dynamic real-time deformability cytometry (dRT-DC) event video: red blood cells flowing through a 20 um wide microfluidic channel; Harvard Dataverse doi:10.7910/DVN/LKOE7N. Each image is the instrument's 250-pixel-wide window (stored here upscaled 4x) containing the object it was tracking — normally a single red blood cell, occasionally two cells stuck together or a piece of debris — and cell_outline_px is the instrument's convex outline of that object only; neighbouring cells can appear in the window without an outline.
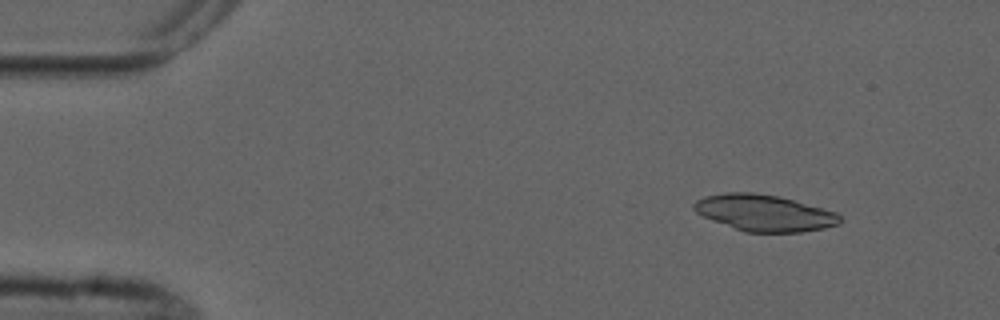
{"species": "common noctule bat (a hibernating species)", "species_latin": "Nyctalus noctula", "temperature_condition": "cold", "stored_images_in_passage": 5, "camera_frame_rate_fps": 3000, "um_per_image_px": 0.085, "animal": {"sex": "male", "forearm_length_mm": 52.5}, "frame": {"image": 1, "passage_image": 1, "time_ms": 0.0, "image_size_px": [1000, 320], "cell_outline_px": [[840, 224], [824, 228], [800, 232], [744, 232], [712, 220], [696, 212], [692, 208], [692, 204], [696, 200], [704, 196], [724, 192], [756, 192], [780, 196], [836, 212], [840, 216]], "centroid_in_image_um": [64.93, 18.08], "position_along_channel_um": 20.1, "area_um2": 31.1}}